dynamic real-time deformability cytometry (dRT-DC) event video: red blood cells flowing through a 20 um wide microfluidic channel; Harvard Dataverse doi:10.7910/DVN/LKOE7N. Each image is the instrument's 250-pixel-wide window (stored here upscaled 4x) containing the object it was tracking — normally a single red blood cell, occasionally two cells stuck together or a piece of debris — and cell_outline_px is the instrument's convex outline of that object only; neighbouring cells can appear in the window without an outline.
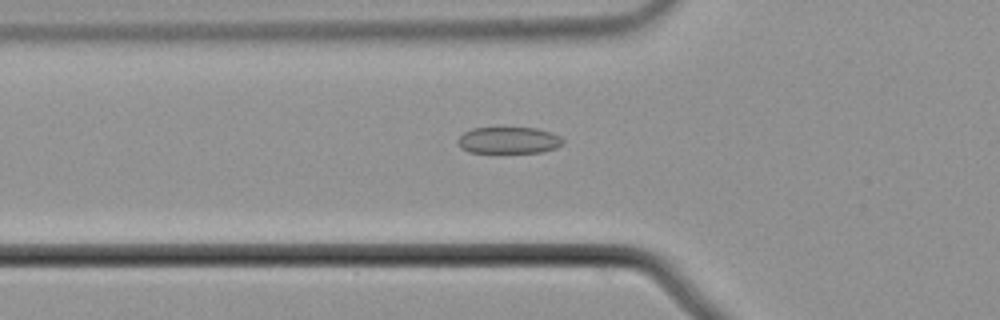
{"species": "common noctule bat (a hibernating species)", "species_latin": "Nyctalus noctula", "temperature_condition": "cold", "stored_images_in_passage": 56, "camera_frame_rate_fps": 3000, "um_per_image_px": 0.085, "animal": {"sex": "male", "body_mass_g": 21.5, "forearm_length_mm": 52.0}, "frame": {"image": 1, "passage_image": 20, "time_ms": 6.333, "image_size_px": [1000, 320], "cell_outline_px": [[564, 144], [556, 148], [544, 152], [468, 152], [460, 148], [456, 140], [464, 132], [472, 128], [536, 128], [552, 132], [560, 136], [564, 140]], "centroid_in_image_um": [43.25, 11.92], "position_along_channel_um": 82.5, "area_um2": 16.42}}
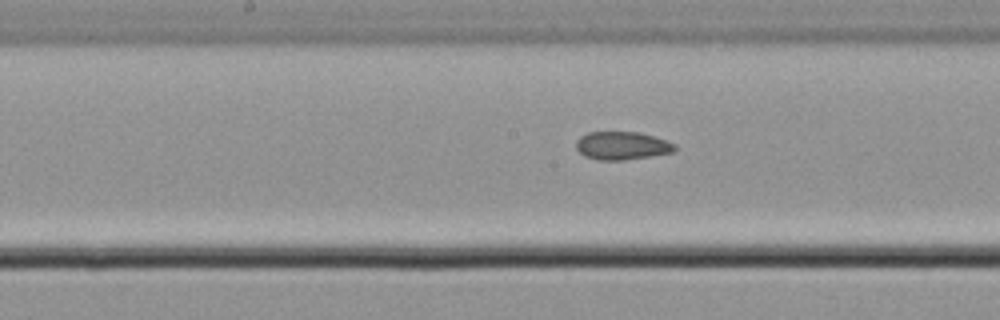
{"frame": {"image": 2, "passage_image": 29, "time_ms": 9.333, "image_size_px": [1000, 320], "cell_outline_px": [[676, 148], [672, 152], [624, 160], [600, 160], [584, 156], [576, 148], [576, 140], [580, 136], [588, 132], [640, 132], [676, 144]], "centroid_in_image_um": [52.83, 12.37], "position_along_channel_um": 195.4, "area_um2": 16.01}}
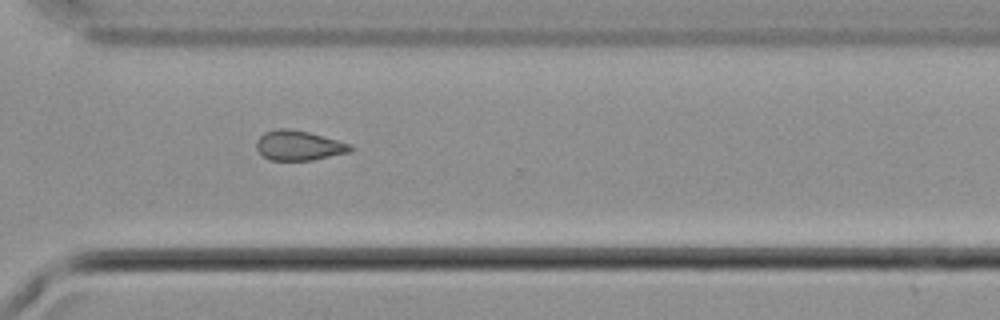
{"frame": {"image": 3, "passage_image": 41, "time_ms": 13.333, "image_size_px": [1000, 320], "cell_outline_px": [[352, 152], [312, 160], [272, 160], [264, 156], [256, 148], [256, 140], [264, 132], [276, 128], [288, 128], [308, 132], [352, 144]], "centroid_in_image_um": [25.4, 12.36], "position_along_channel_um": 345.2, "area_um2": 16.36}, "authors_computed_cell_mechanics": {"area_um2": 16.9643, "velocity_mm_per_s": 3.7516, "shape_relaxation_time_tau1_ms": null, "shape_relaxation_time_tau2_ms": 5.3521, "deformation_change_tau1": null, "deformation_change_tau2": 0.1114}}